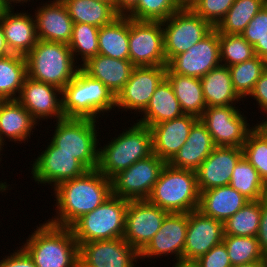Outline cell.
<instances>
[{
	"instance_id": "cell-52",
	"label": "cell",
	"mask_w": 267,
	"mask_h": 267,
	"mask_svg": "<svg viewBox=\"0 0 267 267\" xmlns=\"http://www.w3.org/2000/svg\"><path fill=\"white\" fill-rule=\"evenodd\" d=\"M10 54L12 53L10 52V49L8 48V45L6 43V39L4 36V31L0 23V58L6 57Z\"/></svg>"
},
{
	"instance_id": "cell-27",
	"label": "cell",
	"mask_w": 267,
	"mask_h": 267,
	"mask_svg": "<svg viewBox=\"0 0 267 267\" xmlns=\"http://www.w3.org/2000/svg\"><path fill=\"white\" fill-rule=\"evenodd\" d=\"M80 68L94 79L100 80L116 96L130 79L135 66L130 60L103 55L89 58Z\"/></svg>"
},
{
	"instance_id": "cell-33",
	"label": "cell",
	"mask_w": 267,
	"mask_h": 267,
	"mask_svg": "<svg viewBox=\"0 0 267 267\" xmlns=\"http://www.w3.org/2000/svg\"><path fill=\"white\" fill-rule=\"evenodd\" d=\"M62 2L74 23L100 28L119 16L111 5L98 0H62Z\"/></svg>"
},
{
	"instance_id": "cell-20",
	"label": "cell",
	"mask_w": 267,
	"mask_h": 267,
	"mask_svg": "<svg viewBox=\"0 0 267 267\" xmlns=\"http://www.w3.org/2000/svg\"><path fill=\"white\" fill-rule=\"evenodd\" d=\"M224 223L204 215L200 210L188 213L183 261H196L212 247L223 242Z\"/></svg>"
},
{
	"instance_id": "cell-51",
	"label": "cell",
	"mask_w": 267,
	"mask_h": 267,
	"mask_svg": "<svg viewBox=\"0 0 267 267\" xmlns=\"http://www.w3.org/2000/svg\"><path fill=\"white\" fill-rule=\"evenodd\" d=\"M254 52L256 56H259L262 59L267 57V34L258 41L254 46Z\"/></svg>"
},
{
	"instance_id": "cell-53",
	"label": "cell",
	"mask_w": 267,
	"mask_h": 267,
	"mask_svg": "<svg viewBox=\"0 0 267 267\" xmlns=\"http://www.w3.org/2000/svg\"><path fill=\"white\" fill-rule=\"evenodd\" d=\"M0 1L5 6L6 9H14L17 3L24 6L23 5L24 3H28V1L31 2L30 0H0Z\"/></svg>"
},
{
	"instance_id": "cell-28",
	"label": "cell",
	"mask_w": 267,
	"mask_h": 267,
	"mask_svg": "<svg viewBox=\"0 0 267 267\" xmlns=\"http://www.w3.org/2000/svg\"><path fill=\"white\" fill-rule=\"evenodd\" d=\"M249 200L230 185L200 192L198 210L204 215L225 222Z\"/></svg>"
},
{
	"instance_id": "cell-55",
	"label": "cell",
	"mask_w": 267,
	"mask_h": 267,
	"mask_svg": "<svg viewBox=\"0 0 267 267\" xmlns=\"http://www.w3.org/2000/svg\"><path fill=\"white\" fill-rule=\"evenodd\" d=\"M263 261H255V262H250V263H244L241 265H236L232 267H263Z\"/></svg>"
},
{
	"instance_id": "cell-15",
	"label": "cell",
	"mask_w": 267,
	"mask_h": 267,
	"mask_svg": "<svg viewBox=\"0 0 267 267\" xmlns=\"http://www.w3.org/2000/svg\"><path fill=\"white\" fill-rule=\"evenodd\" d=\"M169 212L147 200H130L125 215L123 239L140 252L161 228Z\"/></svg>"
},
{
	"instance_id": "cell-47",
	"label": "cell",
	"mask_w": 267,
	"mask_h": 267,
	"mask_svg": "<svg viewBox=\"0 0 267 267\" xmlns=\"http://www.w3.org/2000/svg\"><path fill=\"white\" fill-rule=\"evenodd\" d=\"M4 257L0 260V267H36L32 258L22 247Z\"/></svg>"
},
{
	"instance_id": "cell-44",
	"label": "cell",
	"mask_w": 267,
	"mask_h": 267,
	"mask_svg": "<svg viewBox=\"0 0 267 267\" xmlns=\"http://www.w3.org/2000/svg\"><path fill=\"white\" fill-rule=\"evenodd\" d=\"M235 0H195L189 7L214 28L225 17Z\"/></svg>"
},
{
	"instance_id": "cell-45",
	"label": "cell",
	"mask_w": 267,
	"mask_h": 267,
	"mask_svg": "<svg viewBox=\"0 0 267 267\" xmlns=\"http://www.w3.org/2000/svg\"><path fill=\"white\" fill-rule=\"evenodd\" d=\"M267 34V3L249 22L241 36L252 46Z\"/></svg>"
},
{
	"instance_id": "cell-36",
	"label": "cell",
	"mask_w": 267,
	"mask_h": 267,
	"mask_svg": "<svg viewBox=\"0 0 267 267\" xmlns=\"http://www.w3.org/2000/svg\"><path fill=\"white\" fill-rule=\"evenodd\" d=\"M266 3L267 0H235L215 29L219 34L241 35Z\"/></svg>"
},
{
	"instance_id": "cell-40",
	"label": "cell",
	"mask_w": 267,
	"mask_h": 267,
	"mask_svg": "<svg viewBox=\"0 0 267 267\" xmlns=\"http://www.w3.org/2000/svg\"><path fill=\"white\" fill-rule=\"evenodd\" d=\"M223 243L232 266L262 261L263 252L257 237L224 235Z\"/></svg>"
},
{
	"instance_id": "cell-24",
	"label": "cell",
	"mask_w": 267,
	"mask_h": 267,
	"mask_svg": "<svg viewBox=\"0 0 267 267\" xmlns=\"http://www.w3.org/2000/svg\"><path fill=\"white\" fill-rule=\"evenodd\" d=\"M6 9L0 16L6 43L12 54L26 56L36 45V21L30 12Z\"/></svg>"
},
{
	"instance_id": "cell-7",
	"label": "cell",
	"mask_w": 267,
	"mask_h": 267,
	"mask_svg": "<svg viewBox=\"0 0 267 267\" xmlns=\"http://www.w3.org/2000/svg\"><path fill=\"white\" fill-rule=\"evenodd\" d=\"M99 120L64 118L56 121L52 141L58 151L77 159L87 170L97 169L99 153ZM98 127V128H97ZM98 129V130H97Z\"/></svg>"
},
{
	"instance_id": "cell-26",
	"label": "cell",
	"mask_w": 267,
	"mask_h": 267,
	"mask_svg": "<svg viewBox=\"0 0 267 267\" xmlns=\"http://www.w3.org/2000/svg\"><path fill=\"white\" fill-rule=\"evenodd\" d=\"M215 147L212 135L198 119L191 127L185 144L168 164L175 168L196 171Z\"/></svg>"
},
{
	"instance_id": "cell-43",
	"label": "cell",
	"mask_w": 267,
	"mask_h": 267,
	"mask_svg": "<svg viewBox=\"0 0 267 267\" xmlns=\"http://www.w3.org/2000/svg\"><path fill=\"white\" fill-rule=\"evenodd\" d=\"M220 62L223 66H232L255 57L254 47L241 35L219 34Z\"/></svg>"
},
{
	"instance_id": "cell-60",
	"label": "cell",
	"mask_w": 267,
	"mask_h": 267,
	"mask_svg": "<svg viewBox=\"0 0 267 267\" xmlns=\"http://www.w3.org/2000/svg\"><path fill=\"white\" fill-rule=\"evenodd\" d=\"M6 10L5 6L0 1V16L3 14V12Z\"/></svg>"
},
{
	"instance_id": "cell-17",
	"label": "cell",
	"mask_w": 267,
	"mask_h": 267,
	"mask_svg": "<svg viewBox=\"0 0 267 267\" xmlns=\"http://www.w3.org/2000/svg\"><path fill=\"white\" fill-rule=\"evenodd\" d=\"M79 267H136L139 252L123 237L79 244Z\"/></svg>"
},
{
	"instance_id": "cell-2",
	"label": "cell",
	"mask_w": 267,
	"mask_h": 267,
	"mask_svg": "<svg viewBox=\"0 0 267 267\" xmlns=\"http://www.w3.org/2000/svg\"><path fill=\"white\" fill-rule=\"evenodd\" d=\"M21 246L36 267H79V245L71 228L39 224Z\"/></svg>"
},
{
	"instance_id": "cell-1",
	"label": "cell",
	"mask_w": 267,
	"mask_h": 267,
	"mask_svg": "<svg viewBox=\"0 0 267 267\" xmlns=\"http://www.w3.org/2000/svg\"><path fill=\"white\" fill-rule=\"evenodd\" d=\"M56 214L47 222L70 228L83 215L93 211L112 195L111 179L97 169L60 183L53 189Z\"/></svg>"
},
{
	"instance_id": "cell-59",
	"label": "cell",
	"mask_w": 267,
	"mask_h": 267,
	"mask_svg": "<svg viewBox=\"0 0 267 267\" xmlns=\"http://www.w3.org/2000/svg\"><path fill=\"white\" fill-rule=\"evenodd\" d=\"M262 261H263V265L265 267H267V251L263 253V259H262Z\"/></svg>"
},
{
	"instance_id": "cell-5",
	"label": "cell",
	"mask_w": 267,
	"mask_h": 267,
	"mask_svg": "<svg viewBox=\"0 0 267 267\" xmlns=\"http://www.w3.org/2000/svg\"><path fill=\"white\" fill-rule=\"evenodd\" d=\"M146 200L169 213L197 210L200 192L196 171L175 168L166 163Z\"/></svg>"
},
{
	"instance_id": "cell-54",
	"label": "cell",
	"mask_w": 267,
	"mask_h": 267,
	"mask_svg": "<svg viewBox=\"0 0 267 267\" xmlns=\"http://www.w3.org/2000/svg\"><path fill=\"white\" fill-rule=\"evenodd\" d=\"M172 267H198L194 261H176Z\"/></svg>"
},
{
	"instance_id": "cell-3",
	"label": "cell",
	"mask_w": 267,
	"mask_h": 267,
	"mask_svg": "<svg viewBox=\"0 0 267 267\" xmlns=\"http://www.w3.org/2000/svg\"><path fill=\"white\" fill-rule=\"evenodd\" d=\"M61 96L62 112L65 118L98 120L107 115L106 113L116 109V96L113 92L100 80L92 78L81 68L62 89Z\"/></svg>"
},
{
	"instance_id": "cell-13",
	"label": "cell",
	"mask_w": 267,
	"mask_h": 267,
	"mask_svg": "<svg viewBox=\"0 0 267 267\" xmlns=\"http://www.w3.org/2000/svg\"><path fill=\"white\" fill-rule=\"evenodd\" d=\"M31 166V178L39 184H47L50 188L60 183L83 175L87 169L72 155L58 151V147L51 141L37 156Z\"/></svg>"
},
{
	"instance_id": "cell-10",
	"label": "cell",
	"mask_w": 267,
	"mask_h": 267,
	"mask_svg": "<svg viewBox=\"0 0 267 267\" xmlns=\"http://www.w3.org/2000/svg\"><path fill=\"white\" fill-rule=\"evenodd\" d=\"M166 162L154 153L111 178L112 194L127 200H146Z\"/></svg>"
},
{
	"instance_id": "cell-31",
	"label": "cell",
	"mask_w": 267,
	"mask_h": 267,
	"mask_svg": "<svg viewBox=\"0 0 267 267\" xmlns=\"http://www.w3.org/2000/svg\"><path fill=\"white\" fill-rule=\"evenodd\" d=\"M98 45L100 55L129 60V17L119 15L100 27Z\"/></svg>"
},
{
	"instance_id": "cell-22",
	"label": "cell",
	"mask_w": 267,
	"mask_h": 267,
	"mask_svg": "<svg viewBox=\"0 0 267 267\" xmlns=\"http://www.w3.org/2000/svg\"><path fill=\"white\" fill-rule=\"evenodd\" d=\"M42 4L36 8L34 14L37 38L68 45L74 22L65 4L62 0H50Z\"/></svg>"
},
{
	"instance_id": "cell-25",
	"label": "cell",
	"mask_w": 267,
	"mask_h": 267,
	"mask_svg": "<svg viewBox=\"0 0 267 267\" xmlns=\"http://www.w3.org/2000/svg\"><path fill=\"white\" fill-rule=\"evenodd\" d=\"M39 123L18 102L14 100H1L0 103V143L6 146L8 142L28 143L33 130ZM32 133V134H31Z\"/></svg>"
},
{
	"instance_id": "cell-41",
	"label": "cell",
	"mask_w": 267,
	"mask_h": 267,
	"mask_svg": "<svg viewBox=\"0 0 267 267\" xmlns=\"http://www.w3.org/2000/svg\"><path fill=\"white\" fill-rule=\"evenodd\" d=\"M182 6L181 0H138L126 16L136 21L162 22Z\"/></svg>"
},
{
	"instance_id": "cell-29",
	"label": "cell",
	"mask_w": 267,
	"mask_h": 267,
	"mask_svg": "<svg viewBox=\"0 0 267 267\" xmlns=\"http://www.w3.org/2000/svg\"><path fill=\"white\" fill-rule=\"evenodd\" d=\"M140 114L143 116H140L141 118L137 119L136 122L149 128L184 114L175 96L173 87L166 77L157 86L148 106Z\"/></svg>"
},
{
	"instance_id": "cell-11",
	"label": "cell",
	"mask_w": 267,
	"mask_h": 267,
	"mask_svg": "<svg viewBox=\"0 0 267 267\" xmlns=\"http://www.w3.org/2000/svg\"><path fill=\"white\" fill-rule=\"evenodd\" d=\"M241 113L236 105L206 107L199 119L212 135L216 146L242 148L255 125L250 126L248 117Z\"/></svg>"
},
{
	"instance_id": "cell-35",
	"label": "cell",
	"mask_w": 267,
	"mask_h": 267,
	"mask_svg": "<svg viewBox=\"0 0 267 267\" xmlns=\"http://www.w3.org/2000/svg\"><path fill=\"white\" fill-rule=\"evenodd\" d=\"M229 185L249 201L261 200L267 196L266 184L244 156L235 165Z\"/></svg>"
},
{
	"instance_id": "cell-12",
	"label": "cell",
	"mask_w": 267,
	"mask_h": 267,
	"mask_svg": "<svg viewBox=\"0 0 267 267\" xmlns=\"http://www.w3.org/2000/svg\"><path fill=\"white\" fill-rule=\"evenodd\" d=\"M129 60L135 67L167 65L162 22L129 18Z\"/></svg>"
},
{
	"instance_id": "cell-6",
	"label": "cell",
	"mask_w": 267,
	"mask_h": 267,
	"mask_svg": "<svg viewBox=\"0 0 267 267\" xmlns=\"http://www.w3.org/2000/svg\"><path fill=\"white\" fill-rule=\"evenodd\" d=\"M27 76L61 90L74 78L79 65L67 44L39 40L25 56Z\"/></svg>"
},
{
	"instance_id": "cell-19",
	"label": "cell",
	"mask_w": 267,
	"mask_h": 267,
	"mask_svg": "<svg viewBox=\"0 0 267 267\" xmlns=\"http://www.w3.org/2000/svg\"><path fill=\"white\" fill-rule=\"evenodd\" d=\"M62 90L52 84L26 77L17 98L18 102L40 124L45 119H64L62 112Z\"/></svg>"
},
{
	"instance_id": "cell-57",
	"label": "cell",
	"mask_w": 267,
	"mask_h": 267,
	"mask_svg": "<svg viewBox=\"0 0 267 267\" xmlns=\"http://www.w3.org/2000/svg\"><path fill=\"white\" fill-rule=\"evenodd\" d=\"M98 1H102V2H105V3L109 4V5H111L116 11L117 0H98Z\"/></svg>"
},
{
	"instance_id": "cell-30",
	"label": "cell",
	"mask_w": 267,
	"mask_h": 267,
	"mask_svg": "<svg viewBox=\"0 0 267 267\" xmlns=\"http://www.w3.org/2000/svg\"><path fill=\"white\" fill-rule=\"evenodd\" d=\"M207 107L240 104L242 98L233 88L228 66L220 65L200 78Z\"/></svg>"
},
{
	"instance_id": "cell-61",
	"label": "cell",
	"mask_w": 267,
	"mask_h": 267,
	"mask_svg": "<svg viewBox=\"0 0 267 267\" xmlns=\"http://www.w3.org/2000/svg\"><path fill=\"white\" fill-rule=\"evenodd\" d=\"M4 146L0 143V161L2 160L1 158H3L1 155H3V154H1L2 152H3V150H4V148H3Z\"/></svg>"
},
{
	"instance_id": "cell-16",
	"label": "cell",
	"mask_w": 267,
	"mask_h": 267,
	"mask_svg": "<svg viewBox=\"0 0 267 267\" xmlns=\"http://www.w3.org/2000/svg\"><path fill=\"white\" fill-rule=\"evenodd\" d=\"M219 33L214 28L186 52L174 56L167 67L178 75L201 78L221 65Z\"/></svg>"
},
{
	"instance_id": "cell-9",
	"label": "cell",
	"mask_w": 267,
	"mask_h": 267,
	"mask_svg": "<svg viewBox=\"0 0 267 267\" xmlns=\"http://www.w3.org/2000/svg\"><path fill=\"white\" fill-rule=\"evenodd\" d=\"M162 28L167 63L174 56L186 52L214 29L208 21L185 6L162 21Z\"/></svg>"
},
{
	"instance_id": "cell-8",
	"label": "cell",
	"mask_w": 267,
	"mask_h": 267,
	"mask_svg": "<svg viewBox=\"0 0 267 267\" xmlns=\"http://www.w3.org/2000/svg\"><path fill=\"white\" fill-rule=\"evenodd\" d=\"M129 201L112 194L96 209L79 218L70 227L78 245L123 237Z\"/></svg>"
},
{
	"instance_id": "cell-42",
	"label": "cell",
	"mask_w": 267,
	"mask_h": 267,
	"mask_svg": "<svg viewBox=\"0 0 267 267\" xmlns=\"http://www.w3.org/2000/svg\"><path fill=\"white\" fill-rule=\"evenodd\" d=\"M242 149L243 156L258 171L267 186V133L255 124Z\"/></svg>"
},
{
	"instance_id": "cell-50",
	"label": "cell",
	"mask_w": 267,
	"mask_h": 267,
	"mask_svg": "<svg viewBox=\"0 0 267 267\" xmlns=\"http://www.w3.org/2000/svg\"><path fill=\"white\" fill-rule=\"evenodd\" d=\"M138 3V0H117L116 13L126 16Z\"/></svg>"
},
{
	"instance_id": "cell-37",
	"label": "cell",
	"mask_w": 267,
	"mask_h": 267,
	"mask_svg": "<svg viewBox=\"0 0 267 267\" xmlns=\"http://www.w3.org/2000/svg\"><path fill=\"white\" fill-rule=\"evenodd\" d=\"M261 200L248 201L224 222V235L256 237L259 231Z\"/></svg>"
},
{
	"instance_id": "cell-62",
	"label": "cell",
	"mask_w": 267,
	"mask_h": 267,
	"mask_svg": "<svg viewBox=\"0 0 267 267\" xmlns=\"http://www.w3.org/2000/svg\"><path fill=\"white\" fill-rule=\"evenodd\" d=\"M265 70L267 71V57L265 58Z\"/></svg>"
},
{
	"instance_id": "cell-38",
	"label": "cell",
	"mask_w": 267,
	"mask_h": 267,
	"mask_svg": "<svg viewBox=\"0 0 267 267\" xmlns=\"http://www.w3.org/2000/svg\"><path fill=\"white\" fill-rule=\"evenodd\" d=\"M228 68L233 88L243 100L253 91L256 81L265 71V59L255 56L248 61L232 65Z\"/></svg>"
},
{
	"instance_id": "cell-48",
	"label": "cell",
	"mask_w": 267,
	"mask_h": 267,
	"mask_svg": "<svg viewBox=\"0 0 267 267\" xmlns=\"http://www.w3.org/2000/svg\"><path fill=\"white\" fill-rule=\"evenodd\" d=\"M254 98L261 112L267 115V71L265 70L260 78L256 81L253 91L249 94V98ZM264 111V112H263ZM266 113V114H265Z\"/></svg>"
},
{
	"instance_id": "cell-32",
	"label": "cell",
	"mask_w": 267,
	"mask_h": 267,
	"mask_svg": "<svg viewBox=\"0 0 267 267\" xmlns=\"http://www.w3.org/2000/svg\"><path fill=\"white\" fill-rule=\"evenodd\" d=\"M166 78L173 87L183 113L199 119L207 107L200 78L178 75L168 67Z\"/></svg>"
},
{
	"instance_id": "cell-21",
	"label": "cell",
	"mask_w": 267,
	"mask_h": 267,
	"mask_svg": "<svg viewBox=\"0 0 267 267\" xmlns=\"http://www.w3.org/2000/svg\"><path fill=\"white\" fill-rule=\"evenodd\" d=\"M242 156V148L216 146L196 170L199 192L229 185L235 165Z\"/></svg>"
},
{
	"instance_id": "cell-58",
	"label": "cell",
	"mask_w": 267,
	"mask_h": 267,
	"mask_svg": "<svg viewBox=\"0 0 267 267\" xmlns=\"http://www.w3.org/2000/svg\"><path fill=\"white\" fill-rule=\"evenodd\" d=\"M195 0H183L182 5L185 7H189Z\"/></svg>"
},
{
	"instance_id": "cell-18",
	"label": "cell",
	"mask_w": 267,
	"mask_h": 267,
	"mask_svg": "<svg viewBox=\"0 0 267 267\" xmlns=\"http://www.w3.org/2000/svg\"><path fill=\"white\" fill-rule=\"evenodd\" d=\"M187 226L188 213H169L161 228L139 252V259L144 261L148 258L154 257L153 259H155L162 258L163 255V257L174 255V260L183 261Z\"/></svg>"
},
{
	"instance_id": "cell-34",
	"label": "cell",
	"mask_w": 267,
	"mask_h": 267,
	"mask_svg": "<svg viewBox=\"0 0 267 267\" xmlns=\"http://www.w3.org/2000/svg\"><path fill=\"white\" fill-rule=\"evenodd\" d=\"M26 77L25 56L10 54L0 58V99H17Z\"/></svg>"
},
{
	"instance_id": "cell-49",
	"label": "cell",
	"mask_w": 267,
	"mask_h": 267,
	"mask_svg": "<svg viewBox=\"0 0 267 267\" xmlns=\"http://www.w3.org/2000/svg\"><path fill=\"white\" fill-rule=\"evenodd\" d=\"M257 240L261 251L264 253L267 251V196L261 199V216L259 223V231L257 234Z\"/></svg>"
},
{
	"instance_id": "cell-56",
	"label": "cell",
	"mask_w": 267,
	"mask_h": 267,
	"mask_svg": "<svg viewBox=\"0 0 267 267\" xmlns=\"http://www.w3.org/2000/svg\"><path fill=\"white\" fill-rule=\"evenodd\" d=\"M267 116V115H266ZM264 120L259 121L258 123H256L261 129H263L266 133H267V117L266 119L263 118Z\"/></svg>"
},
{
	"instance_id": "cell-4",
	"label": "cell",
	"mask_w": 267,
	"mask_h": 267,
	"mask_svg": "<svg viewBox=\"0 0 267 267\" xmlns=\"http://www.w3.org/2000/svg\"><path fill=\"white\" fill-rule=\"evenodd\" d=\"M115 137L99 147L97 170L108 179L153 154L152 133L146 125L136 122Z\"/></svg>"
},
{
	"instance_id": "cell-14",
	"label": "cell",
	"mask_w": 267,
	"mask_h": 267,
	"mask_svg": "<svg viewBox=\"0 0 267 267\" xmlns=\"http://www.w3.org/2000/svg\"><path fill=\"white\" fill-rule=\"evenodd\" d=\"M167 65L135 67L130 79L116 95L117 110L142 113L148 106L157 86L166 77ZM124 109V110H123ZM128 110V111H127ZM138 112V113H137Z\"/></svg>"
},
{
	"instance_id": "cell-39",
	"label": "cell",
	"mask_w": 267,
	"mask_h": 267,
	"mask_svg": "<svg viewBox=\"0 0 267 267\" xmlns=\"http://www.w3.org/2000/svg\"><path fill=\"white\" fill-rule=\"evenodd\" d=\"M98 34L99 27L97 26L84 23L73 24L72 37L68 46L77 64L79 63L77 60H81L80 62L84 64L89 58L98 55Z\"/></svg>"
},
{
	"instance_id": "cell-23",
	"label": "cell",
	"mask_w": 267,
	"mask_h": 267,
	"mask_svg": "<svg viewBox=\"0 0 267 267\" xmlns=\"http://www.w3.org/2000/svg\"><path fill=\"white\" fill-rule=\"evenodd\" d=\"M197 120L193 115L183 114L151 126L153 153L168 163L185 144L191 127Z\"/></svg>"
},
{
	"instance_id": "cell-46",
	"label": "cell",
	"mask_w": 267,
	"mask_h": 267,
	"mask_svg": "<svg viewBox=\"0 0 267 267\" xmlns=\"http://www.w3.org/2000/svg\"><path fill=\"white\" fill-rule=\"evenodd\" d=\"M198 267H232L225 244L212 247L206 254L194 261Z\"/></svg>"
}]
</instances>
